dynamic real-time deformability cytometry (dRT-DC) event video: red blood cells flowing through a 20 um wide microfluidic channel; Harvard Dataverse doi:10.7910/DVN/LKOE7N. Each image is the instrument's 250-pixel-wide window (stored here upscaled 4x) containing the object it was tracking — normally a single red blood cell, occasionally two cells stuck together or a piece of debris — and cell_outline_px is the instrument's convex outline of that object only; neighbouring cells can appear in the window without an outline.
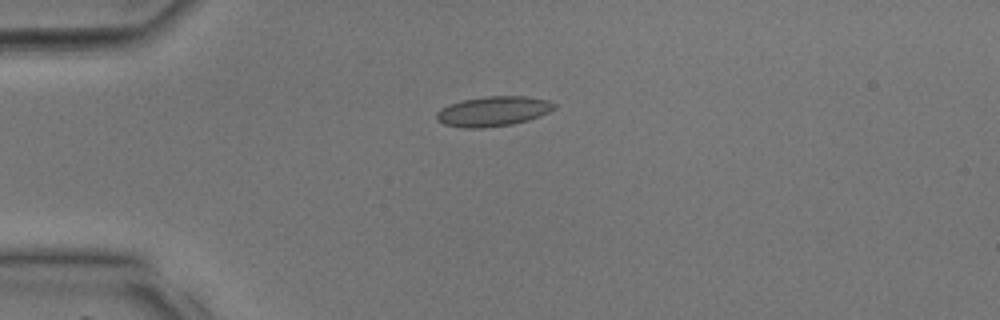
{"species": "common noctule bat (a hibernating species)", "species_latin": "Nyctalus noctula", "temperature_condition": "room temperature", "stored_images_in_passage": 29, "camera_frame_rate_fps": 3000, "um_per_image_px": 0.085, "animal": {"sex": "male", "body_mass_g": 17.9, "forearm_length_mm": 54.2}, "frame": {"image": 1, "passage_image": 1, "time_ms": 0.0, "image_size_px": [1000, 320], "cell_outline_px": [[556, 108], [540, 116], [528, 120], [512, 124], [484, 128], [464, 128], [444, 124], [436, 120], [436, 112], [440, 108], [448, 104], [464, 100], [488, 96], [524, 96], [548, 100], [556, 104]], "centroid_in_image_um": [41.9, 9.46], "position_along_channel_um": 43.1, "area_um2": 20.58}}
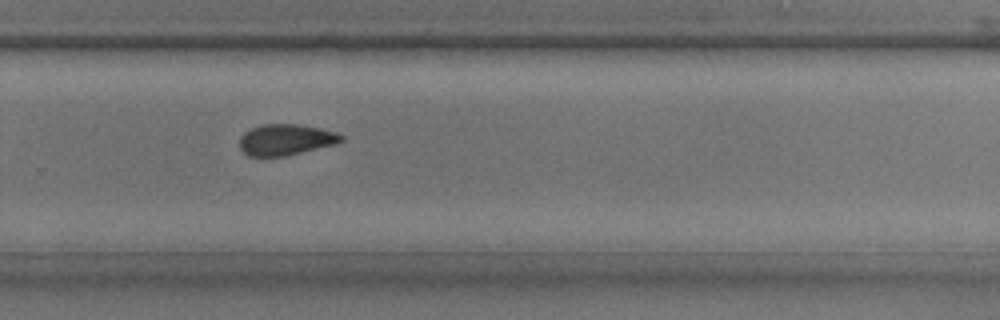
{"frame": {"image": 2, "passage_image": 17, "time_ms": 5.333, "image_size_px": [1000, 320], "cell_outline_px": [[344, 140], [332, 144], [284, 156], [248, 156], [240, 148], [240, 136], [244, 132], [252, 128], [264, 124], [296, 124], [316, 128], [332, 132], [344, 136]], "centroid_in_image_um": [24.22, 11.87], "position_along_channel_um": 305.6, "area_um2": 17.86}}
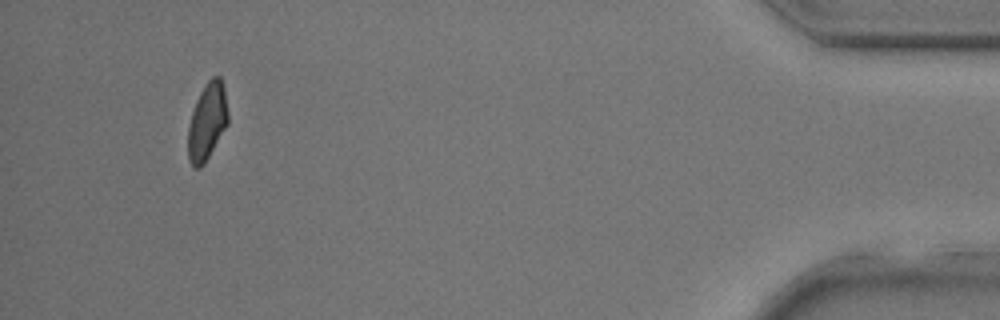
{"frame": {"image": 3, "passage_image": 27, "time_ms": 8.667, "image_size_px": [1000, 320], "cell_outline_px": [[228, 124], [204, 164], [200, 168], [192, 168], [188, 160], [188, 128], [192, 112], [196, 100], [200, 92], [208, 80], [212, 76], [220, 76], [224, 88], [228, 112]], "centroid_in_image_um": [17.6, 10.35], "position_along_channel_um": 417.6, "area_um2": 18.03}}